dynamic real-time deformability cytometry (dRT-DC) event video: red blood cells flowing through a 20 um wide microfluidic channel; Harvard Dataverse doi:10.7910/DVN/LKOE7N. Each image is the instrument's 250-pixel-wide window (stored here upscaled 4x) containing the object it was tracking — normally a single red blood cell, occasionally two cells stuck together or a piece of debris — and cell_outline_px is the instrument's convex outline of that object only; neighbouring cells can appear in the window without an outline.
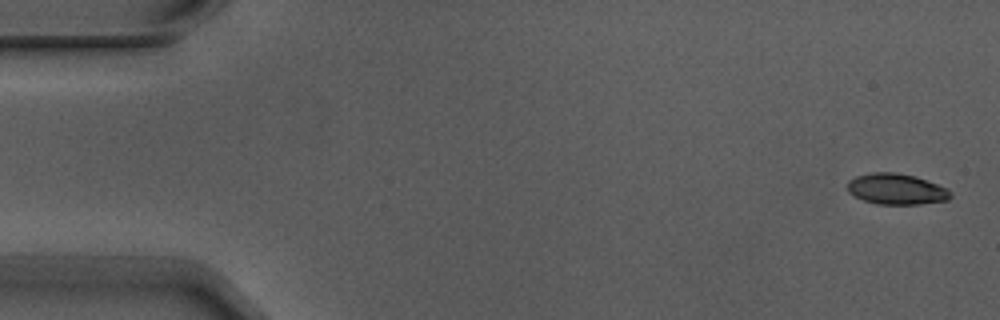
{"species": "Egyptian fruit bat (a non-hibernating species)", "species_latin": "Rousettus aegyptiacus", "temperature_condition": "warm", "stored_images_in_passage": 5, "camera_frame_rate_fps": 3000, "um_per_image_px": 0.085, "animal": {"sex": "male"}, "frame": {"image": 1, "passage_image": 1, "time_ms": 0.0, "image_size_px": [1000, 320], "cell_outline_px": [[952, 196], [948, 200], [920, 204], [876, 204], [864, 200], [848, 192], [848, 180], [856, 176], [872, 172], [896, 172], [916, 176], [948, 188], [952, 192]], "centroid_in_image_um": [76.22, 16.06], "position_along_channel_um": 8.8, "area_um2": 18.67}}
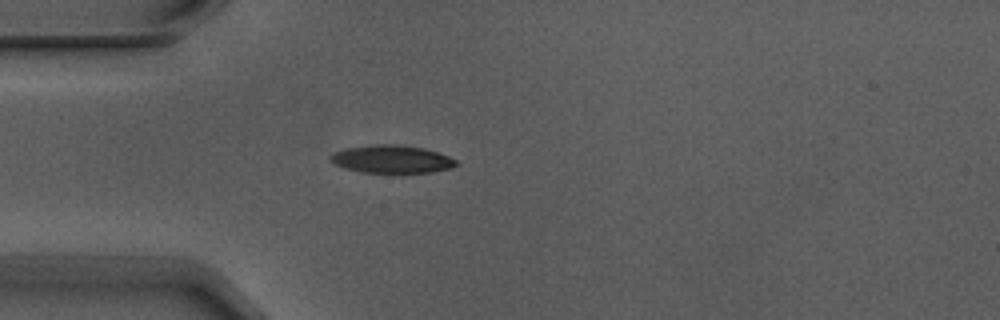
{"frame": {"image": 2, "passage_image": 5, "time_ms": 1.333, "image_size_px": [1000, 320], "cell_outline_px": [[460, 164], [448, 168], [432, 172], [360, 172], [344, 168], [328, 160], [328, 156], [344, 148], [376, 144], [404, 144], [424, 148], [448, 156], [456, 160]], "centroid_in_image_um": [33.27, 13.51], "position_along_channel_um": 51.7, "area_um2": 20.4}}